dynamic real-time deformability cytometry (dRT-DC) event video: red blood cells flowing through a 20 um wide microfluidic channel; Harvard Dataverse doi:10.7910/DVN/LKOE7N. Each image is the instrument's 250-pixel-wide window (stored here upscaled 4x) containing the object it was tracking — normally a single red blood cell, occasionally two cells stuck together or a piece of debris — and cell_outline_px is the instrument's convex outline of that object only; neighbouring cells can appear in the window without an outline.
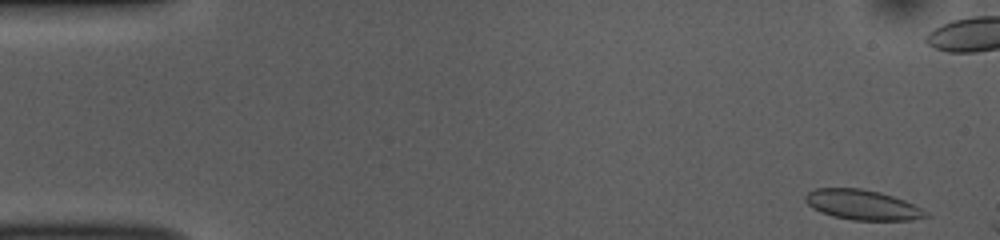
{"species": "common noctule bat (a hibernating species)", "species_latin": "Nyctalus noctula", "temperature_condition": "room temperature", "stored_images_in_passage": 48, "camera_frame_rate_fps": 3000, "um_per_image_px": 0.085, "animal": {"sex": "female", "body_mass_g": 10.0, "forearm_length_mm": 53.1}, "frame": {"image": 1, "passage_image": 2, "time_ms": 0.333, "image_size_px": [1000, 240], "cell_outline_px": [[932, 216], [912, 220], [852, 220], [832, 216], [820, 212], [812, 208], [804, 200], [804, 196], [808, 192], [816, 188], [860, 188], [880, 192], [904, 200], [928, 212]], "centroid_in_image_um": [73.3, 17.41], "position_along_channel_um": 11.7, "area_um2": 21.15}}
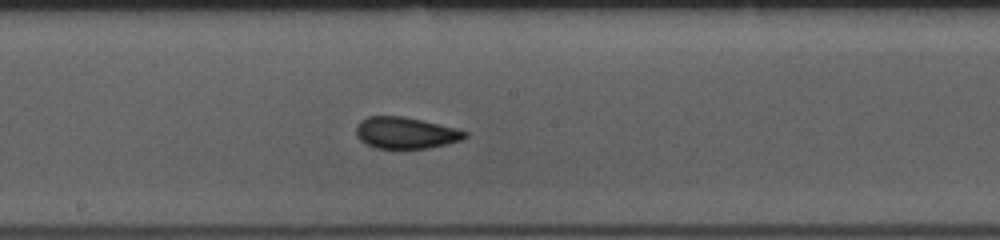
{"frame": {"image": 2, "passage_image": 27, "time_ms": 8.667, "image_size_px": [1000, 240], "cell_outline_px": [[468, 136], [460, 140], [448, 144], [428, 148], [376, 148], [360, 140], [356, 136], [356, 124], [360, 120], [368, 116], [404, 116], [456, 128], [468, 132]], "centroid_in_image_um": [34.47, 11.28], "position_along_channel_um": 213.7, "area_um2": 20.0}}
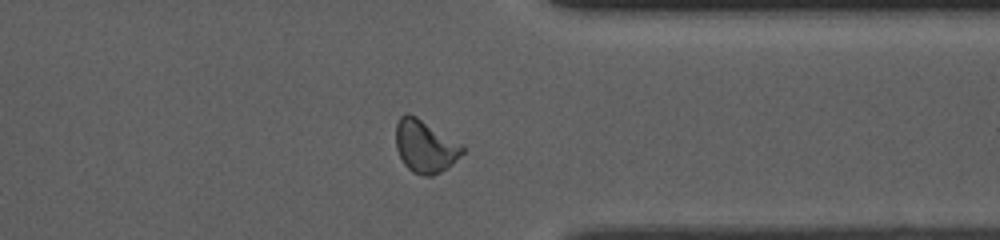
{"frame": {"image": 3, "passage_image": 40, "time_ms": 13.0, "image_size_px": [1000, 240], "cell_outline_px": [[464, 152], [448, 168], [432, 176], [424, 176], [412, 172], [404, 164], [396, 148], [396, 124], [400, 116], [404, 112], [408, 112], [416, 116], [464, 144]], "centroid_in_image_um": [36.15, 12.42], "position_along_channel_um": 375.3, "area_um2": 20.69}, "authors_computed_cell_mechanics": {"area_um2": 20.4034, "velocity_mm_per_s": 3.8294, "shape_relaxation_time_tau1_ms": 3.4143, "shape_relaxation_time_tau2_ms": 0.884, "deformation_change_tau1": 0.0967, "deformation_change_tau2": 0.0589}}